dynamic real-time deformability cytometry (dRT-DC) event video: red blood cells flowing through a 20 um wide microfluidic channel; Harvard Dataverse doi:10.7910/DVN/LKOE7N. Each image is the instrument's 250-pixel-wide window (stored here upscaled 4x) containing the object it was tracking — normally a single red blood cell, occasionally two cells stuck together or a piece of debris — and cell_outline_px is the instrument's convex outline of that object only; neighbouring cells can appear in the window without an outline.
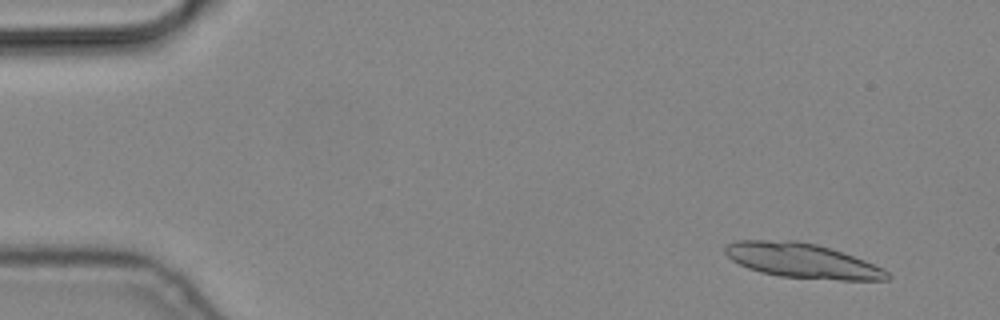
{"species": "common noctule bat (a hibernating species)", "species_latin": "Nyctalus noctula", "temperature_condition": "cold", "stored_images_in_passage": 4, "camera_frame_rate_fps": 3000, "um_per_image_px": 0.085, "animal": {"sex": "male", "body_mass_g": 19.2, "forearm_length_mm": 51.8}, "frame": {"image": 1, "passage_image": 1, "time_ms": 0.0, "image_size_px": [1000, 320], "cell_outline_px": [[892, 276], [888, 280], [840, 280], [780, 276], [760, 272], [748, 268], [732, 260], [724, 252], [724, 248], [728, 244], [736, 240], [796, 240], [816, 244], [844, 252], [884, 268]], "centroid_in_image_um": [68.21, 22.15], "position_along_channel_um": 16.8, "area_um2": 32.83}}